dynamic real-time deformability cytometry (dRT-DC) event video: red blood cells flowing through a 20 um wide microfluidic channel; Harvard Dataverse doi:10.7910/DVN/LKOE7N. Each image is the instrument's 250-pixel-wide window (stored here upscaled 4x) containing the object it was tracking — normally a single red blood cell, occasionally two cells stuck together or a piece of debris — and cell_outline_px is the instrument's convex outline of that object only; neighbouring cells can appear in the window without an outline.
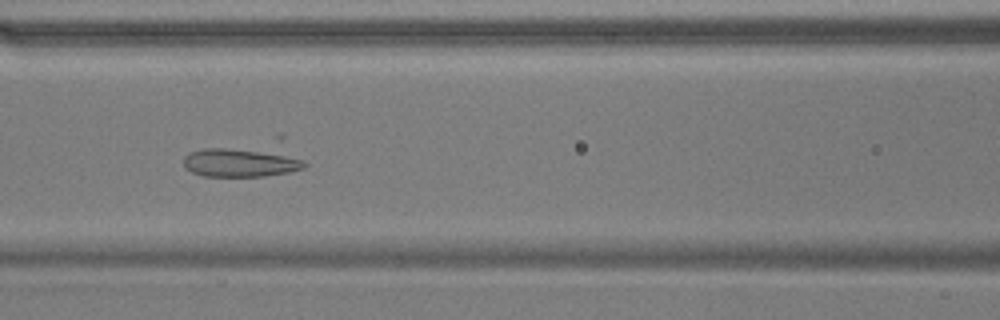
{"species": "common noctule bat (a hibernating species)", "species_latin": "Nyctalus noctula", "temperature_condition": "warm", "stored_images_in_passage": 56, "camera_frame_rate_fps": 3000, "um_per_image_px": 0.085, "animal": {"sex": "male", "body_mass_g": 17.9}, "frame": {"image": 1, "passage_image": 24, "time_ms": 7.667, "image_size_px": [1000, 320], "cell_outline_px": [[308, 164], [304, 168], [288, 172], [264, 176], [204, 176], [192, 172], [184, 168], [184, 156], [192, 152], [204, 148], [224, 148], [276, 152], [300, 160]], "centroid_in_image_um": [20.38, 13.83], "position_along_channel_um": 146.2, "area_um2": 19.77}}
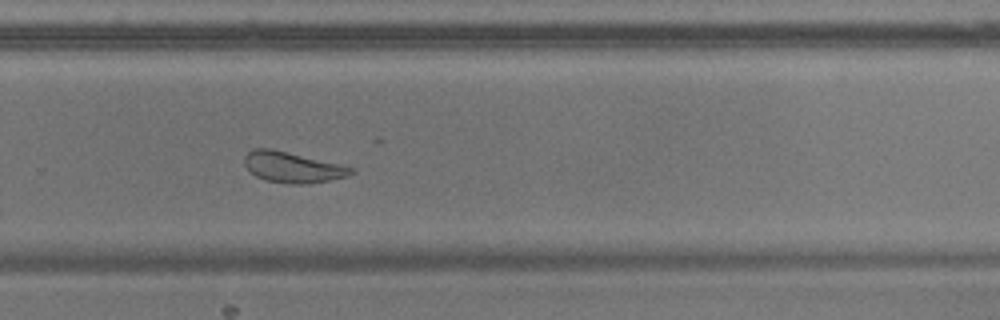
{"frame": {"image": 2, "passage_image": 37, "time_ms": 12.0, "image_size_px": [1000, 320], "cell_outline_px": [[356, 172], [348, 176], [328, 180], [304, 184], [292, 184], [264, 180], [248, 172], [244, 164], [244, 156], [248, 152], [256, 148], [272, 148], [340, 164], [352, 168]], "centroid_in_image_um": [24.82, 14.21], "position_along_channel_um": 305.0, "area_um2": 19.13}}
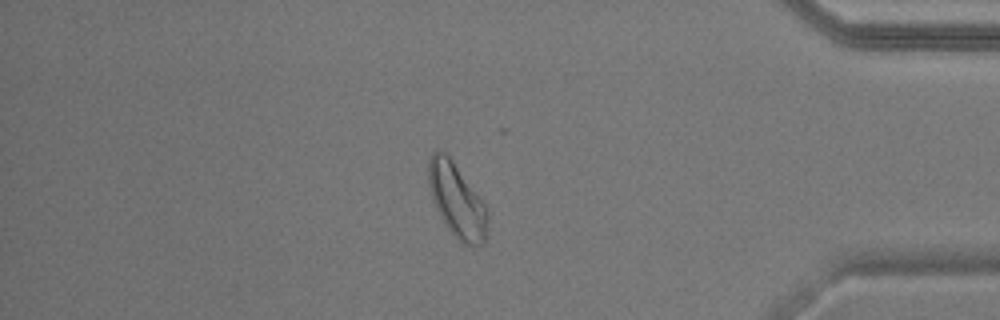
{"frame": {"image": 3, "passage_image": 47, "time_ms": 15.333, "image_size_px": [1000, 320], "cell_outline_px": [[488, 216], [484, 244], [464, 244], [444, 224], [432, 200], [428, 184], [428, 160], [432, 152], [436, 148], [440, 148], [452, 160], [484, 204], [488, 212]], "centroid_in_image_um": [38.79, 16.99], "position_along_channel_um": 396.4, "area_um2": 25.09}}